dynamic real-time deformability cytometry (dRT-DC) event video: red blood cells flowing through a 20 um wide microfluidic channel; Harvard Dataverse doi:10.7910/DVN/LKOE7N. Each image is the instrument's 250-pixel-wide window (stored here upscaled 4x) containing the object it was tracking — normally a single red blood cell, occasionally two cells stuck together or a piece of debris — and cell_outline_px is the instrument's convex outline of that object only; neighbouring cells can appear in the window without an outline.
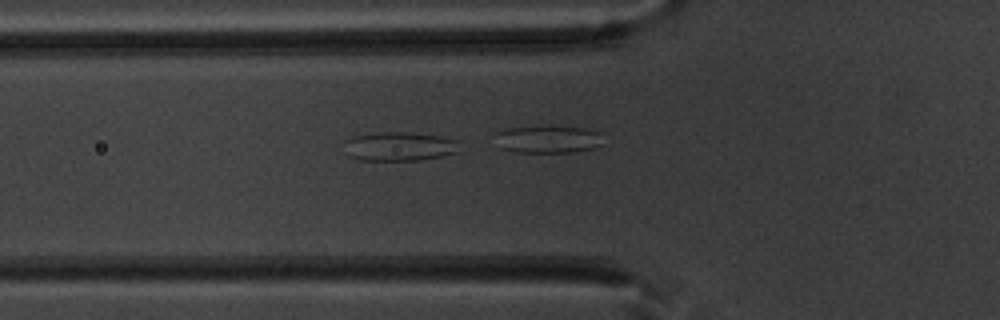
{"species": "common noctule bat (a hibernating species)", "species_latin": "Nyctalus noctula", "temperature_condition": "warm", "stored_images_in_passage": 39, "camera_frame_rate_fps": 3000, "um_per_image_px": 0.085, "animal": {"sex": "male", "body_mass_g": 20.1, "forearm_length_mm": 53.5}, "frame": {"image": 1, "passage_image": 18, "time_ms": 5.667, "image_size_px": [1000, 320], "cell_outline_px": [[460, 152], [420, 160], [360, 160], [348, 156], [344, 140], [352, 136], [380, 132], [404, 132], [440, 136], [460, 140]], "centroid_in_image_um": [33.98, 12.44], "position_along_channel_um": 91.8, "area_um2": 19.65}}
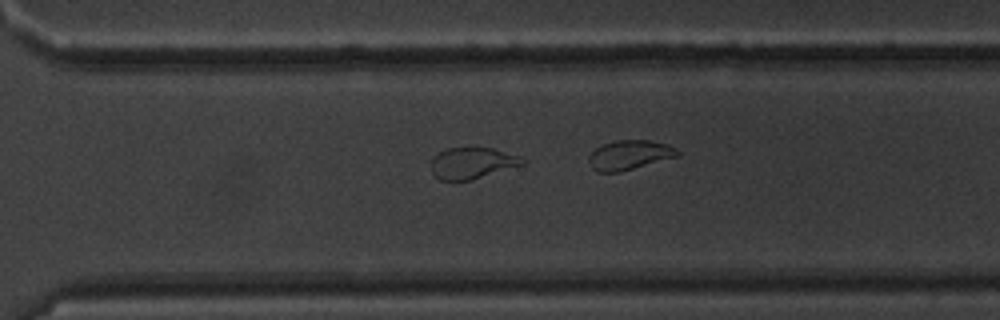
{"frame": {"image": 2, "passage_image": 36, "time_ms": 11.667, "image_size_px": [1000, 320], "cell_outline_px": [[528, 160], [524, 164], [472, 180], [440, 180], [432, 172], [432, 160], [440, 152], [448, 148], [492, 148], [520, 156]], "centroid_in_image_um": [40.19, 13.86], "position_along_channel_um": 330.4, "area_um2": 16.47}}